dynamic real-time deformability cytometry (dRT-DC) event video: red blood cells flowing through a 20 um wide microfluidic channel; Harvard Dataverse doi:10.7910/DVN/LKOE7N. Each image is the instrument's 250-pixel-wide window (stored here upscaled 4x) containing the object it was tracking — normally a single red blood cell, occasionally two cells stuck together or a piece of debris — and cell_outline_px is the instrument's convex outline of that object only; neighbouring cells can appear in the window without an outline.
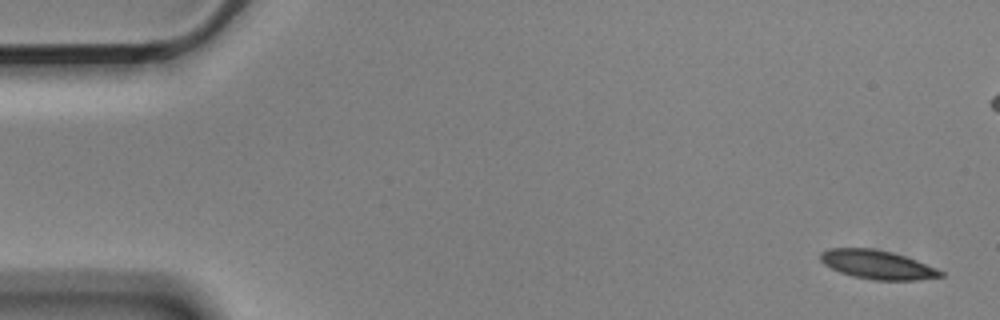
{"species": "Egyptian fruit bat (a non-hibernating species)", "species_latin": "Rousettus aegyptiacus", "temperature_condition": "cold", "stored_images_in_passage": 6, "camera_frame_rate_fps": 3000, "um_per_image_px": 0.085, "animal": {"sex": "male"}, "frame": {"image": 1, "passage_image": 1, "time_ms": 0.0, "image_size_px": [1000, 320], "cell_outline_px": [[944, 276], [920, 280], [872, 280], [852, 276], [840, 272], [824, 264], [820, 260], [820, 252], [828, 248], [872, 248], [892, 252], [916, 260], [936, 268], [944, 272]], "centroid_in_image_um": [74.57, 22.5], "position_along_channel_um": 10.4, "area_um2": 20.23}}
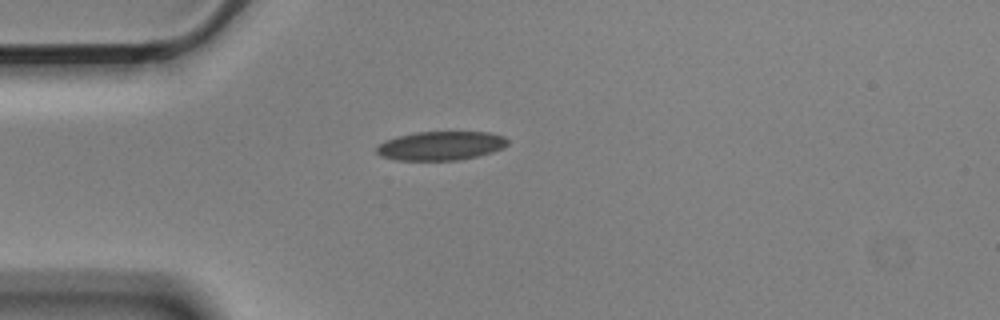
{"frame": {"image": 2, "passage_image": 6, "time_ms": 1.667, "image_size_px": [1000, 320], "cell_outline_px": [[508, 144], [504, 148], [492, 152], [460, 160], [396, 160], [380, 156], [376, 152], [376, 148], [384, 140], [396, 136], [416, 132], [488, 132], [504, 136], [508, 140]], "centroid_in_image_um": [37.46, 12.39], "position_along_channel_um": 47.5, "area_um2": 22.2}}